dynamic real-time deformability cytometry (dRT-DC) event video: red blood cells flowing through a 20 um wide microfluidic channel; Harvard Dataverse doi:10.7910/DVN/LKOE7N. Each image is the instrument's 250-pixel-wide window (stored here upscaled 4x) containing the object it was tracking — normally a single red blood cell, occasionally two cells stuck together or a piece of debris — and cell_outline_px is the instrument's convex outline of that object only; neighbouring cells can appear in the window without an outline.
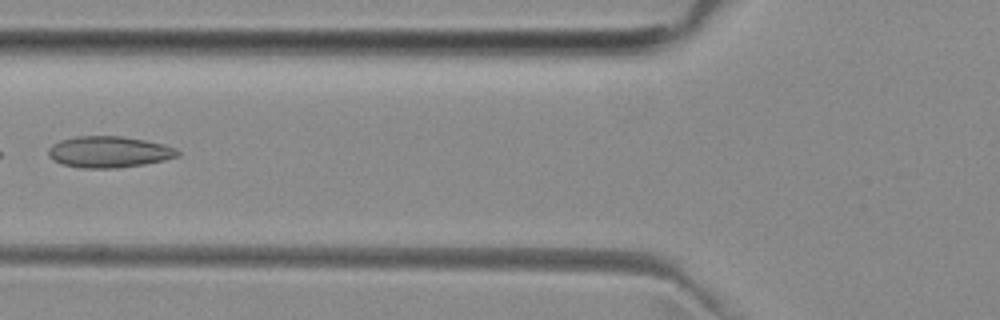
{"species": "common noctule bat (a hibernating species)", "species_latin": "Nyctalus noctula", "temperature_condition": "room temperature", "stored_images_in_passage": 6, "camera_frame_rate_fps": 3000, "um_per_image_px": 0.085, "animal": {"sex": "female", "body_mass_g": 29.2, "forearm_length_mm": 56.3}, "frame": {"image": 1, "passage_image": 5, "time_ms": 5.667, "image_size_px": [1000, 320], "cell_outline_px": [[180, 156], [164, 160], [144, 164], [116, 168], [84, 168], [64, 164], [52, 160], [48, 156], [48, 148], [52, 144], [60, 140], [76, 136], [120, 136], [144, 140], [164, 144], [176, 148], [180, 152]], "centroid_in_image_um": [9.26, 12.91], "position_along_channel_um": 116.5, "area_um2": 23.64}}
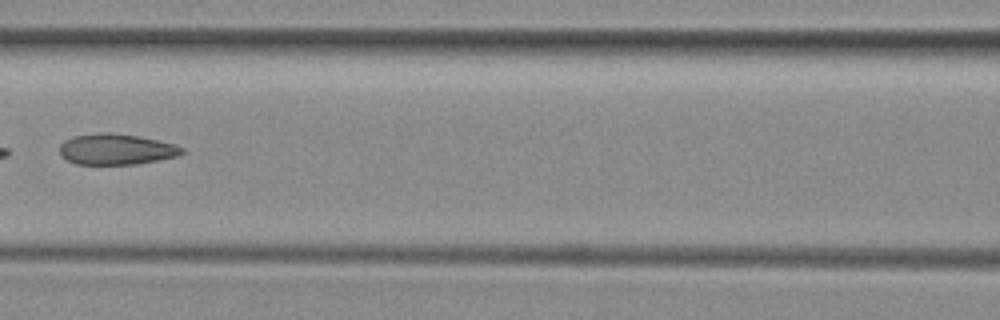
{"frame": {"image": 2, "passage_image": 6, "time_ms": 6.667, "image_size_px": [1000, 320], "cell_outline_px": [[184, 152], [176, 156], [136, 164], [76, 164], [68, 160], [60, 152], [60, 144], [64, 140], [72, 136], [104, 132], [112, 132], [140, 136], [172, 144], [184, 148]], "centroid_in_image_um": [9.85, 12.67], "position_along_channel_um": 156.7, "area_um2": 21.79}}